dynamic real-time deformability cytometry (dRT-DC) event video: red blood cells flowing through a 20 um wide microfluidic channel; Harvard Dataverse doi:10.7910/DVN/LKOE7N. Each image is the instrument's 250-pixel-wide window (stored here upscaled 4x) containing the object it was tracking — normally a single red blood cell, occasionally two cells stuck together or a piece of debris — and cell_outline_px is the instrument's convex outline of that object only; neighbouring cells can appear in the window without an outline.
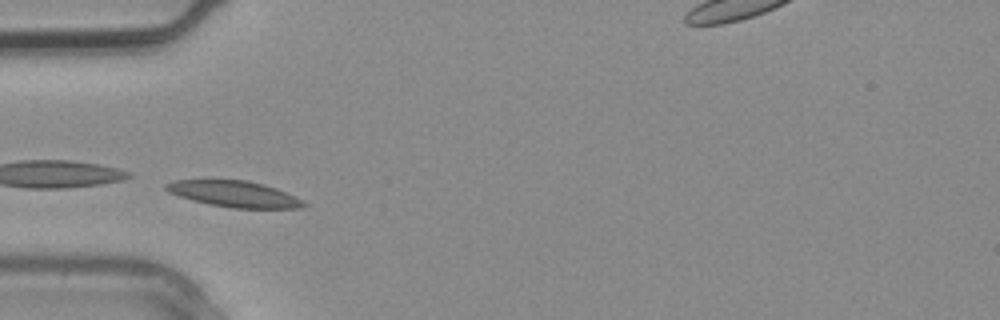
{"species": "common noctule bat (a hibernating species)", "species_latin": "Nyctalus noctula", "temperature_condition": "warm", "stored_images_in_passage": 3, "camera_frame_rate_fps": 3000, "um_per_image_px": 0.085, "animal": {"sex": "male", "body_mass_g": 20.4}, "frame": {"image": 1, "passage_image": 3, "time_ms": 0.667, "image_size_px": [1000, 320], "cell_outline_px": [[308, 204], [300, 208], [232, 208], [208, 204], [192, 200], [168, 192], [164, 188], [164, 184], [176, 180], [248, 180], [264, 184], [276, 188], [304, 200]], "centroid_in_image_um": [19.92, 16.49], "position_along_channel_um": 65.1, "area_um2": 20.98}}